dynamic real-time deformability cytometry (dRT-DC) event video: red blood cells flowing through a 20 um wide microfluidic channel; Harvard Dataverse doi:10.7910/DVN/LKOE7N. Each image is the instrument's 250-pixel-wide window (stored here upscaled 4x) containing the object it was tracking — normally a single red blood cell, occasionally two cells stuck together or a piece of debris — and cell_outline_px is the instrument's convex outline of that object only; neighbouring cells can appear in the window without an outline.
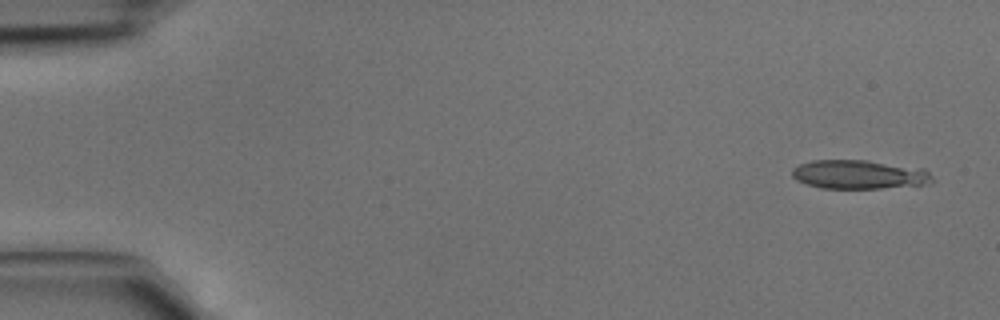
{"species": "common noctule bat (a hibernating species)", "species_latin": "Nyctalus noctula", "temperature_condition": "cold", "stored_images_in_passage": 4, "camera_frame_rate_fps": 3000, "um_per_image_px": 0.085, "animal": {"sex": "male", "body_mass_g": 15.6}, "frame": {"image": 1, "passage_image": 1, "time_ms": 0.0, "image_size_px": [1000, 320], "cell_outline_px": [[932, 184], [880, 188], [820, 188], [796, 180], [792, 176], [792, 168], [800, 164], [812, 160], [868, 160], [924, 168], [932, 176]], "centroid_in_image_um": [73.05, 14.82], "position_along_channel_um": 12.0, "area_um2": 23.76}}